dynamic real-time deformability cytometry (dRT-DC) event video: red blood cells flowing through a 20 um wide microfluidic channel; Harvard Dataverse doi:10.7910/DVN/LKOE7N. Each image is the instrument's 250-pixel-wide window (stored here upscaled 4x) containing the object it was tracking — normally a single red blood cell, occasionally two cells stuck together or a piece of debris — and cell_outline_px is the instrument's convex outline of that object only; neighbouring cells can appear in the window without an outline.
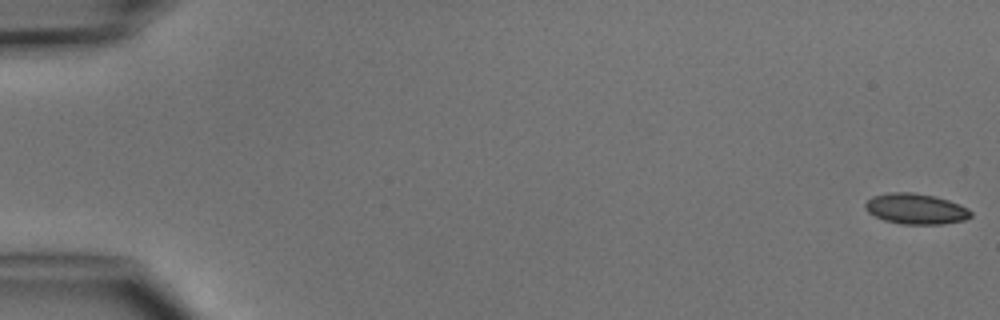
{"species": "common noctule bat (a hibernating species)", "species_latin": "Nyctalus noctula", "temperature_condition": "cold", "stored_images_in_passage": 5, "camera_frame_rate_fps": 3000, "um_per_image_px": 0.085, "animal": {"sex": "male", "body_mass_g": 15.6}, "frame": {"image": 1, "passage_image": 1, "time_ms": 0.0, "image_size_px": [1000, 320], "cell_outline_px": [[972, 216], [964, 220], [944, 224], [900, 224], [884, 220], [868, 212], [864, 208], [864, 204], [872, 196], [888, 192], [912, 192], [936, 196], [960, 204], [968, 208], [972, 212]], "centroid_in_image_um": [77.85, 17.74], "position_along_channel_um": 7.2, "area_um2": 19.02}}
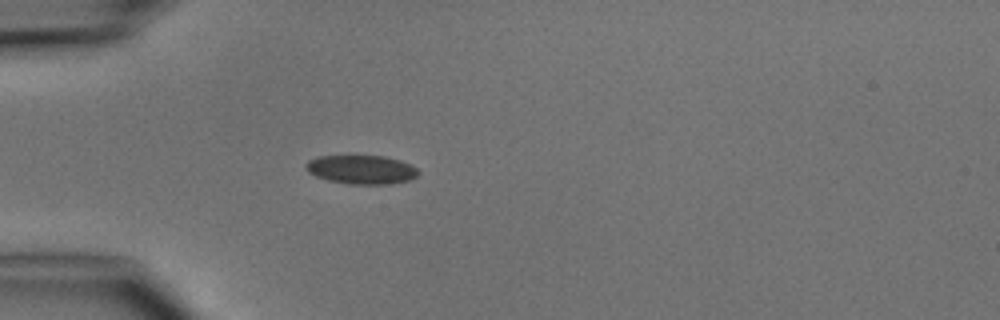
{"frame": {"image": 2, "passage_image": 5, "time_ms": 4.667, "image_size_px": [1000, 320], "cell_outline_px": [[420, 172], [416, 176], [408, 180], [392, 184], [348, 184], [328, 180], [316, 176], [308, 172], [304, 164], [308, 160], [316, 156], [384, 156], [400, 160], [416, 168]], "centroid_in_image_um": [30.69, 14.41], "position_along_channel_um": 54.3, "area_um2": 18.9}}